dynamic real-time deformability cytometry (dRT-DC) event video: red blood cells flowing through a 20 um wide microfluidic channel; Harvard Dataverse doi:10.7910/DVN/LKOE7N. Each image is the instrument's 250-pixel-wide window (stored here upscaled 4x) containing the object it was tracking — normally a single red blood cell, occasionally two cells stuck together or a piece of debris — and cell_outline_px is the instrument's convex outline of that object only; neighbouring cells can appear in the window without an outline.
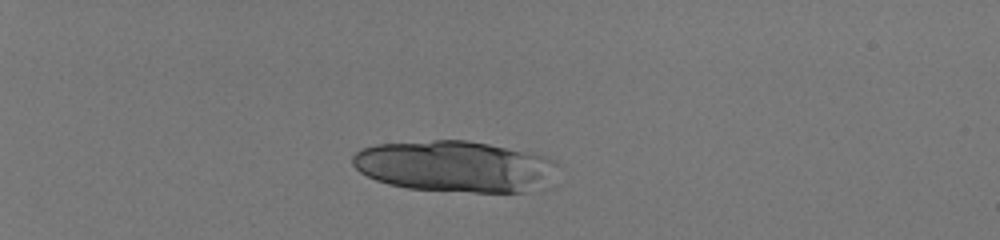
{"species": "human", "species_latin": "Homo sapiens", "temperature_condition": "room temperature", "stored_images_in_passage": 33, "camera_frame_rate_fps": 3000, "um_per_image_px": 0.085, "donor": {"sex": "male"}, "frame": {"image": 1, "passage_image": 1, "time_ms": 0.0, "image_size_px": [1000, 240], "cell_outline_px": [[556, 164], [524, 192], [472, 192], [408, 188], [388, 184], [376, 180], [360, 172], [352, 164], [352, 156], [360, 148], [376, 144], [432, 140], [468, 140], [488, 144], [524, 152], [556, 160]], "centroid_in_image_um": [38.4, 14.11], "position_along_channel_um": 46.6, "area_um2": 59.25}}
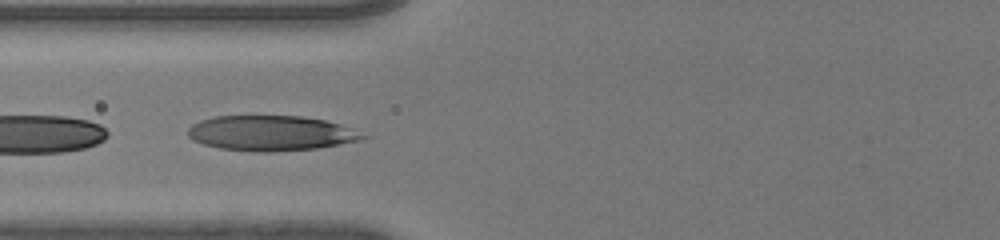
{"frame": {"image": 2, "passage_image": 12, "time_ms": 3.667, "image_size_px": [1000, 240], "cell_outline_px": [[368, 136], [360, 140], [316, 148], [272, 152], [260, 152], [220, 148], [204, 144], [192, 140], [188, 136], [188, 128], [192, 124], [200, 120], [212, 116], [300, 116], [324, 120], [340, 124]], "centroid_in_image_um": [22.98, 11.31], "position_along_channel_um": 102.8, "area_um2": 35.6}}